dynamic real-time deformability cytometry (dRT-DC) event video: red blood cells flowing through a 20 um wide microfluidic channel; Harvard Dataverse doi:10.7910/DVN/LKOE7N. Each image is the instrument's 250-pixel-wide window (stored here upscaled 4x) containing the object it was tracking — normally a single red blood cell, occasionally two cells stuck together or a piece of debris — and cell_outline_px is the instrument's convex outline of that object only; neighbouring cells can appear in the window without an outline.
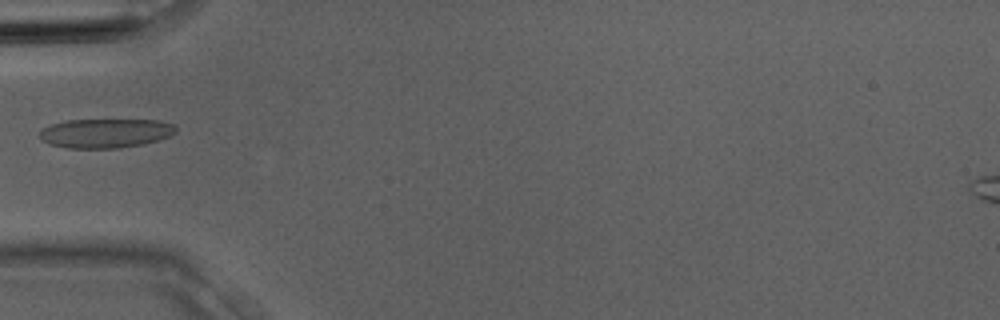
{"species": "Egyptian fruit bat (a non-hibernating species)", "species_latin": "Rousettus aegyptiacus", "temperature_condition": "room temperature", "stored_images_in_passage": 2, "camera_frame_rate_fps": 3000, "um_per_image_px": 0.085, "animal": {"sex": "male"}, "frame": {"image": 1, "passage_image": 2, "time_ms": 0.333, "image_size_px": [1000, 320], "cell_outline_px": [[176, 132], [160, 140], [144, 144], [120, 148], [68, 148], [48, 144], [40, 136], [40, 132], [44, 128], [52, 124], [68, 120], [160, 120], [176, 124]], "centroid_in_image_um": [9.02, 11.32], "position_along_channel_um": 76.0, "area_um2": 23.24}}